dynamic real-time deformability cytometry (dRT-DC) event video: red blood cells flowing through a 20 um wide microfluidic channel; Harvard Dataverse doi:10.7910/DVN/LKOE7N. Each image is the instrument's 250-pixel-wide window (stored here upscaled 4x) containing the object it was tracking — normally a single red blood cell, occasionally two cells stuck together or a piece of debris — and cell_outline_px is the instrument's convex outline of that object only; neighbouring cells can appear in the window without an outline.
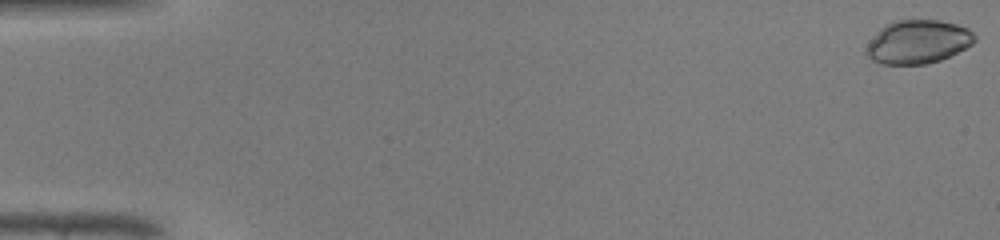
{"species": "common noctule bat (a hibernating species)", "species_latin": "Nyctalus noctula", "temperature_condition": "warm", "stored_images_in_passage": 47, "camera_frame_rate_fps": 3000, "um_per_image_px": 0.085, "animal": {"sex": "male", "body_mass_g": 19.0, "forearm_length_mm": 50.8}, "frame": {"image": 1, "passage_image": 1, "time_ms": 0.0, "image_size_px": [1000, 240], "cell_outline_px": [[976, 40], [972, 44], [940, 60], [924, 64], [880, 64], [872, 60], [864, 52], [868, 44], [880, 28], [884, 24], [896, 20], [940, 20], [956, 24], [968, 28], [976, 36]], "centroid_in_image_um": [78.01, 3.55], "position_along_channel_um": 7.0, "area_um2": 27.4}}
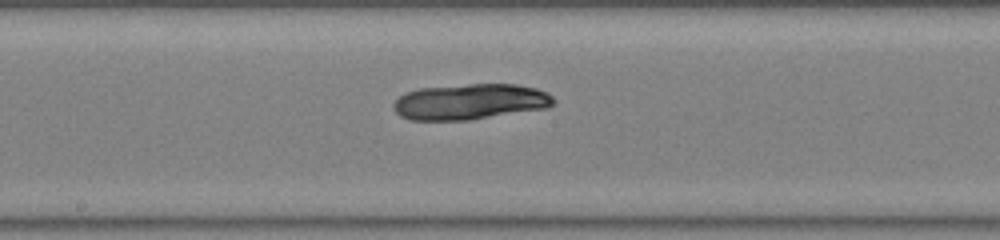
{"frame": {"image": 2, "passage_image": 26, "time_ms": 8.333, "image_size_px": [1000, 240], "cell_outline_px": [[556, 100], [548, 108], [468, 120], [412, 120], [400, 116], [396, 112], [392, 104], [404, 92], [420, 88], [468, 84], [516, 84], [536, 88], [548, 92]], "centroid_in_image_um": [39.97, 8.64], "position_along_channel_um": 208.2, "area_um2": 33.47}}
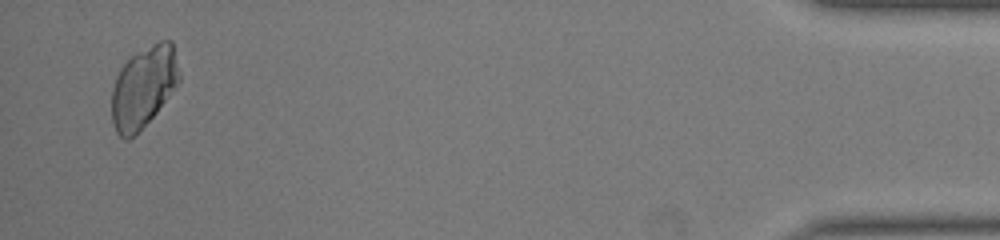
{"frame": {"image": 3, "passage_image": 46, "time_ms": 15.0, "image_size_px": [1000, 240], "cell_outline_px": [[180, 80], [156, 112], [128, 140], [124, 140], [116, 132], [112, 120], [112, 88], [116, 76], [120, 68], [132, 56], [160, 40], [172, 40], [180, 72]], "centroid_in_image_um": [12.2, 7.38], "position_along_channel_um": 423.0, "area_um2": 31.44}}